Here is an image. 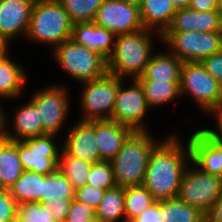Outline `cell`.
Wrapping results in <instances>:
<instances>
[{
  "instance_id": "1",
  "label": "cell",
  "mask_w": 222,
  "mask_h": 222,
  "mask_svg": "<svg viewBox=\"0 0 222 222\" xmlns=\"http://www.w3.org/2000/svg\"><path fill=\"white\" fill-rule=\"evenodd\" d=\"M177 137L173 134L162 140L150 155L142 185L156 201L178 196L188 161L192 162L189 142L185 149Z\"/></svg>"
},
{
  "instance_id": "2",
  "label": "cell",
  "mask_w": 222,
  "mask_h": 222,
  "mask_svg": "<svg viewBox=\"0 0 222 222\" xmlns=\"http://www.w3.org/2000/svg\"><path fill=\"white\" fill-rule=\"evenodd\" d=\"M149 29L119 34L111 54L107 57V71L119 78L131 76L132 80L141 77L152 53V39Z\"/></svg>"
},
{
  "instance_id": "3",
  "label": "cell",
  "mask_w": 222,
  "mask_h": 222,
  "mask_svg": "<svg viewBox=\"0 0 222 222\" xmlns=\"http://www.w3.org/2000/svg\"><path fill=\"white\" fill-rule=\"evenodd\" d=\"M149 131H134L110 161L118 187L142 185L150 155L158 145Z\"/></svg>"
},
{
  "instance_id": "4",
  "label": "cell",
  "mask_w": 222,
  "mask_h": 222,
  "mask_svg": "<svg viewBox=\"0 0 222 222\" xmlns=\"http://www.w3.org/2000/svg\"><path fill=\"white\" fill-rule=\"evenodd\" d=\"M73 23L58 0H36L34 2L28 39L52 44L56 47L72 38Z\"/></svg>"
},
{
  "instance_id": "5",
  "label": "cell",
  "mask_w": 222,
  "mask_h": 222,
  "mask_svg": "<svg viewBox=\"0 0 222 222\" xmlns=\"http://www.w3.org/2000/svg\"><path fill=\"white\" fill-rule=\"evenodd\" d=\"M52 50L59 65L80 83L94 80L108 72L107 58L95 50L78 45L72 38Z\"/></svg>"
},
{
  "instance_id": "6",
  "label": "cell",
  "mask_w": 222,
  "mask_h": 222,
  "mask_svg": "<svg viewBox=\"0 0 222 222\" xmlns=\"http://www.w3.org/2000/svg\"><path fill=\"white\" fill-rule=\"evenodd\" d=\"M180 95L189 93L201 109L213 113L222 109V85L200 62H183Z\"/></svg>"
},
{
  "instance_id": "7",
  "label": "cell",
  "mask_w": 222,
  "mask_h": 222,
  "mask_svg": "<svg viewBox=\"0 0 222 222\" xmlns=\"http://www.w3.org/2000/svg\"><path fill=\"white\" fill-rule=\"evenodd\" d=\"M170 53L182 62H202L222 50V31L164 32L161 35Z\"/></svg>"
},
{
  "instance_id": "8",
  "label": "cell",
  "mask_w": 222,
  "mask_h": 222,
  "mask_svg": "<svg viewBox=\"0 0 222 222\" xmlns=\"http://www.w3.org/2000/svg\"><path fill=\"white\" fill-rule=\"evenodd\" d=\"M81 106L84 117L81 121L111 120L120 78L114 74L83 82Z\"/></svg>"
},
{
  "instance_id": "9",
  "label": "cell",
  "mask_w": 222,
  "mask_h": 222,
  "mask_svg": "<svg viewBox=\"0 0 222 222\" xmlns=\"http://www.w3.org/2000/svg\"><path fill=\"white\" fill-rule=\"evenodd\" d=\"M222 193V177L189 165L183 175L177 198L206 214Z\"/></svg>"
},
{
  "instance_id": "10",
  "label": "cell",
  "mask_w": 222,
  "mask_h": 222,
  "mask_svg": "<svg viewBox=\"0 0 222 222\" xmlns=\"http://www.w3.org/2000/svg\"><path fill=\"white\" fill-rule=\"evenodd\" d=\"M55 136L44 134L18 141V155L24 171L48 175L57 170L61 150L53 141Z\"/></svg>"
},
{
  "instance_id": "11",
  "label": "cell",
  "mask_w": 222,
  "mask_h": 222,
  "mask_svg": "<svg viewBox=\"0 0 222 222\" xmlns=\"http://www.w3.org/2000/svg\"><path fill=\"white\" fill-rule=\"evenodd\" d=\"M132 82L130 87L123 88L122 83L124 82L120 78V87L111 120L129 127L133 131H148L142 122L150 106L140 83L136 79H133Z\"/></svg>"
},
{
  "instance_id": "12",
  "label": "cell",
  "mask_w": 222,
  "mask_h": 222,
  "mask_svg": "<svg viewBox=\"0 0 222 222\" xmlns=\"http://www.w3.org/2000/svg\"><path fill=\"white\" fill-rule=\"evenodd\" d=\"M64 86H50L32 94L31 102L39 110L44 134H56L68 115L69 95Z\"/></svg>"
},
{
  "instance_id": "13",
  "label": "cell",
  "mask_w": 222,
  "mask_h": 222,
  "mask_svg": "<svg viewBox=\"0 0 222 222\" xmlns=\"http://www.w3.org/2000/svg\"><path fill=\"white\" fill-rule=\"evenodd\" d=\"M93 23L116 36L145 29L141 22L139 7L124 0H104Z\"/></svg>"
},
{
  "instance_id": "14",
  "label": "cell",
  "mask_w": 222,
  "mask_h": 222,
  "mask_svg": "<svg viewBox=\"0 0 222 222\" xmlns=\"http://www.w3.org/2000/svg\"><path fill=\"white\" fill-rule=\"evenodd\" d=\"M36 0H0V40L8 46L18 34L26 36Z\"/></svg>"
},
{
  "instance_id": "15",
  "label": "cell",
  "mask_w": 222,
  "mask_h": 222,
  "mask_svg": "<svg viewBox=\"0 0 222 222\" xmlns=\"http://www.w3.org/2000/svg\"><path fill=\"white\" fill-rule=\"evenodd\" d=\"M69 130L62 148L70 155L91 164L101 162L95 139V121H78Z\"/></svg>"
},
{
  "instance_id": "16",
  "label": "cell",
  "mask_w": 222,
  "mask_h": 222,
  "mask_svg": "<svg viewBox=\"0 0 222 222\" xmlns=\"http://www.w3.org/2000/svg\"><path fill=\"white\" fill-rule=\"evenodd\" d=\"M192 163L208 174L222 177L220 161V144H218L203 128L189 137Z\"/></svg>"
},
{
  "instance_id": "17",
  "label": "cell",
  "mask_w": 222,
  "mask_h": 222,
  "mask_svg": "<svg viewBox=\"0 0 222 222\" xmlns=\"http://www.w3.org/2000/svg\"><path fill=\"white\" fill-rule=\"evenodd\" d=\"M213 32L222 31V13L219 10L194 11L178 9L165 32Z\"/></svg>"
},
{
  "instance_id": "18",
  "label": "cell",
  "mask_w": 222,
  "mask_h": 222,
  "mask_svg": "<svg viewBox=\"0 0 222 222\" xmlns=\"http://www.w3.org/2000/svg\"><path fill=\"white\" fill-rule=\"evenodd\" d=\"M14 125L13 133L9 132L6 124V115L3 113V138L9 141H23L43 135V123L39 116V110L35 105L28 101L21 108L13 110ZM15 132V133H14Z\"/></svg>"
},
{
  "instance_id": "19",
  "label": "cell",
  "mask_w": 222,
  "mask_h": 222,
  "mask_svg": "<svg viewBox=\"0 0 222 222\" xmlns=\"http://www.w3.org/2000/svg\"><path fill=\"white\" fill-rule=\"evenodd\" d=\"M134 131L116 121H95V139L101 161H111Z\"/></svg>"
},
{
  "instance_id": "20",
  "label": "cell",
  "mask_w": 222,
  "mask_h": 222,
  "mask_svg": "<svg viewBox=\"0 0 222 222\" xmlns=\"http://www.w3.org/2000/svg\"><path fill=\"white\" fill-rule=\"evenodd\" d=\"M72 39L81 46L95 50L107 58L115 44L116 35L92 23L73 24Z\"/></svg>"
},
{
  "instance_id": "21",
  "label": "cell",
  "mask_w": 222,
  "mask_h": 222,
  "mask_svg": "<svg viewBox=\"0 0 222 222\" xmlns=\"http://www.w3.org/2000/svg\"><path fill=\"white\" fill-rule=\"evenodd\" d=\"M139 9L144 28L152 32L155 30L160 38L177 11L172 0H145Z\"/></svg>"
},
{
  "instance_id": "22",
  "label": "cell",
  "mask_w": 222,
  "mask_h": 222,
  "mask_svg": "<svg viewBox=\"0 0 222 222\" xmlns=\"http://www.w3.org/2000/svg\"><path fill=\"white\" fill-rule=\"evenodd\" d=\"M182 61L172 53H153L143 75L136 80L180 82Z\"/></svg>"
},
{
  "instance_id": "23",
  "label": "cell",
  "mask_w": 222,
  "mask_h": 222,
  "mask_svg": "<svg viewBox=\"0 0 222 222\" xmlns=\"http://www.w3.org/2000/svg\"><path fill=\"white\" fill-rule=\"evenodd\" d=\"M24 169L18 155V141L0 139V189L9 190Z\"/></svg>"
},
{
  "instance_id": "24",
  "label": "cell",
  "mask_w": 222,
  "mask_h": 222,
  "mask_svg": "<svg viewBox=\"0 0 222 222\" xmlns=\"http://www.w3.org/2000/svg\"><path fill=\"white\" fill-rule=\"evenodd\" d=\"M7 54L8 50L0 56V98L15 99L24 90L27 77L21 65L10 60Z\"/></svg>"
},
{
  "instance_id": "25",
  "label": "cell",
  "mask_w": 222,
  "mask_h": 222,
  "mask_svg": "<svg viewBox=\"0 0 222 222\" xmlns=\"http://www.w3.org/2000/svg\"><path fill=\"white\" fill-rule=\"evenodd\" d=\"M159 222H206L205 214L177 197L159 201Z\"/></svg>"
},
{
  "instance_id": "26",
  "label": "cell",
  "mask_w": 222,
  "mask_h": 222,
  "mask_svg": "<svg viewBox=\"0 0 222 222\" xmlns=\"http://www.w3.org/2000/svg\"><path fill=\"white\" fill-rule=\"evenodd\" d=\"M16 203L38 202L43 194V174L23 171L9 189Z\"/></svg>"
},
{
  "instance_id": "27",
  "label": "cell",
  "mask_w": 222,
  "mask_h": 222,
  "mask_svg": "<svg viewBox=\"0 0 222 222\" xmlns=\"http://www.w3.org/2000/svg\"><path fill=\"white\" fill-rule=\"evenodd\" d=\"M123 218L126 222L124 207V187L106 190L96 209V222H118Z\"/></svg>"
},
{
  "instance_id": "28",
  "label": "cell",
  "mask_w": 222,
  "mask_h": 222,
  "mask_svg": "<svg viewBox=\"0 0 222 222\" xmlns=\"http://www.w3.org/2000/svg\"><path fill=\"white\" fill-rule=\"evenodd\" d=\"M142 86L147 103L152 107L168 104L180 95V82L137 80Z\"/></svg>"
},
{
  "instance_id": "29",
  "label": "cell",
  "mask_w": 222,
  "mask_h": 222,
  "mask_svg": "<svg viewBox=\"0 0 222 222\" xmlns=\"http://www.w3.org/2000/svg\"><path fill=\"white\" fill-rule=\"evenodd\" d=\"M57 169L68 179L75 189L87 184L91 163L68 154L62 147Z\"/></svg>"
},
{
  "instance_id": "30",
  "label": "cell",
  "mask_w": 222,
  "mask_h": 222,
  "mask_svg": "<svg viewBox=\"0 0 222 222\" xmlns=\"http://www.w3.org/2000/svg\"><path fill=\"white\" fill-rule=\"evenodd\" d=\"M155 202L153 195L144 185L125 187L124 207L126 222H131Z\"/></svg>"
},
{
  "instance_id": "31",
  "label": "cell",
  "mask_w": 222,
  "mask_h": 222,
  "mask_svg": "<svg viewBox=\"0 0 222 222\" xmlns=\"http://www.w3.org/2000/svg\"><path fill=\"white\" fill-rule=\"evenodd\" d=\"M53 198H75L74 186L58 169L54 173L43 175V194L38 202L42 204Z\"/></svg>"
},
{
  "instance_id": "32",
  "label": "cell",
  "mask_w": 222,
  "mask_h": 222,
  "mask_svg": "<svg viewBox=\"0 0 222 222\" xmlns=\"http://www.w3.org/2000/svg\"><path fill=\"white\" fill-rule=\"evenodd\" d=\"M73 24L92 23L104 0H58Z\"/></svg>"
},
{
  "instance_id": "33",
  "label": "cell",
  "mask_w": 222,
  "mask_h": 222,
  "mask_svg": "<svg viewBox=\"0 0 222 222\" xmlns=\"http://www.w3.org/2000/svg\"><path fill=\"white\" fill-rule=\"evenodd\" d=\"M87 185L102 190H109L117 186L110 161H101L91 165Z\"/></svg>"
},
{
  "instance_id": "34",
  "label": "cell",
  "mask_w": 222,
  "mask_h": 222,
  "mask_svg": "<svg viewBox=\"0 0 222 222\" xmlns=\"http://www.w3.org/2000/svg\"><path fill=\"white\" fill-rule=\"evenodd\" d=\"M50 207L39 202H25L18 205L17 218L20 222H54Z\"/></svg>"
},
{
  "instance_id": "35",
  "label": "cell",
  "mask_w": 222,
  "mask_h": 222,
  "mask_svg": "<svg viewBox=\"0 0 222 222\" xmlns=\"http://www.w3.org/2000/svg\"><path fill=\"white\" fill-rule=\"evenodd\" d=\"M65 222H96V209L73 199Z\"/></svg>"
},
{
  "instance_id": "36",
  "label": "cell",
  "mask_w": 222,
  "mask_h": 222,
  "mask_svg": "<svg viewBox=\"0 0 222 222\" xmlns=\"http://www.w3.org/2000/svg\"><path fill=\"white\" fill-rule=\"evenodd\" d=\"M106 190L98 189L97 187L84 185L75 189V200L87 204L88 206L97 209L103 199Z\"/></svg>"
},
{
  "instance_id": "37",
  "label": "cell",
  "mask_w": 222,
  "mask_h": 222,
  "mask_svg": "<svg viewBox=\"0 0 222 222\" xmlns=\"http://www.w3.org/2000/svg\"><path fill=\"white\" fill-rule=\"evenodd\" d=\"M18 204L9 190L0 189V222H11L17 218Z\"/></svg>"
},
{
  "instance_id": "38",
  "label": "cell",
  "mask_w": 222,
  "mask_h": 222,
  "mask_svg": "<svg viewBox=\"0 0 222 222\" xmlns=\"http://www.w3.org/2000/svg\"><path fill=\"white\" fill-rule=\"evenodd\" d=\"M73 199L53 198L42 203L43 206L50 207L54 222H65Z\"/></svg>"
},
{
  "instance_id": "39",
  "label": "cell",
  "mask_w": 222,
  "mask_h": 222,
  "mask_svg": "<svg viewBox=\"0 0 222 222\" xmlns=\"http://www.w3.org/2000/svg\"><path fill=\"white\" fill-rule=\"evenodd\" d=\"M201 64L222 85V50L206 57Z\"/></svg>"
},
{
  "instance_id": "40",
  "label": "cell",
  "mask_w": 222,
  "mask_h": 222,
  "mask_svg": "<svg viewBox=\"0 0 222 222\" xmlns=\"http://www.w3.org/2000/svg\"><path fill=\"white\" fill-rule=\"evenodd\" d=\"M131 222H159V201L153 203L149 208L135 217Z\"/></svg>"
},
{
  "instance_id": "41",
  "label": "cell",
  "mask_w": 222,
  "mask_h": 222,
  "mask_svg": "<svg viewBox=\"0 0 222 222\" xmlns=\"http://www.w3.org/2000/svg\"><path fill=\"white\" fill-rule=\"evenodd\" d=\"M206 222H222V193L205 214Z\"/></svg>"
},
{
  "instance_id": "42",
  "label": "cell",
  "mask_w": 222,
  "mask_h": 222,
  "mask_svg": "<svg viewBox=\"0 0 222 222\" xmlns=\"http://www.w3.org/2000/svg\"><path fill=\"white\" fill-rule=\"evenodd\" d=\"M188 8L194 11L218 10V0H191Z\"/></svg>"
},
{
  "instance_id": "43",
  "label": "cell",
  "mask_w": 222,
  "mask_h": 222,
  "mask_svg": "<svg viewBox=\"0 0 222 222\" xmlns=\"http://www.w3.org/2000/svg\"><path fill=\"white\" fill-rule=\"evenodd\" d=\"M212 114L217 115V131L210 128H205L204 130L220 145H222V109L216 110Z\"/></svg>"
},
{
  "instance_id": "44",
  "label": "cell",
  "mask_w": 222,
  "mask_h": 222,
  "mask_svg": "<svg viewBox=\"0 0 222 222\" xmlns=\"http://www.w3.org/2000/svg\"><path fill=\"white\" fill-rule=\"evenodd\" d=\"M191 0H172L176 9L188 8Z\"/></svg>"
},
{
  "instance_id": "45",
  "label": "cell",
  "mask_w": 222,
  "mask_h": 222,
  "mask_svg": "<svg viewBox=\"0 0 222 222\" xmlns=\"http://www.w3.org/2000/svg\"><path fill=\"white\" fill-rule=\"evenodd\" d=\"M3 109L0 106V139L3 138Z\"/></svg>"
},
{
  "instance_id": "46",
  "label": "cell",
  "mask_w": 222,
  "mask_h": 222,
  "mask_svg": "<svg viewBox=\"0 0 222 222\" xmlns=\"http://www.w3.org/2000/svg\"><path fill=\"white\" fill-rule=\"evenodd\" d=\"M124 1L140 8L145 0H124Z\"/></svg>"
},
{
  "instance_id": "47",
  "label": "cell",
  "mask_w": 222,
  "mask_h": 222,
  "mask_svg": "<svg viewBox=\"0 0 222 222\" xmlns=\"http://www.w3.org/2000/svg\"><path fill=\"white\" fill-rule=\"evenodd\" d=\"M8 50V46H6L1 40H0V56Z\"/></svg>"
},
{
  "instance_id": "48",
  "label": "cell",
  "mask_w": 222,
  "mask_h": 222,
  "mask_svg": "<svg viewBox=\"0 0 222 222\" xmlns=\"http://www.w3.org/2000/svg\"><path fill=\"white\" fill-rule=\"evenodd\" d=\"M218 10L222 13V0H218Z\"/></svg>"
},
{
  "instance_id": "49",
  "label": "cell",
  "mask_w": 222,
  "mask_h": 222,
  "mask_svg": "<svg viewBox=\"0 0 222 222\" xmlns=\"http://www.w3.org/2000/svg\"><path fill=\"white\" fill-rule=\"evenodd\" d=\"M220 161H221V166H222V145H220Z\"/></svg>"
},
{
  "instance_id": "50",
  "label": "cell",
  "mask_w": 222,
  "mask_h": 222,
  "mask_svg": "<svg viewBox=\"0 0 222 222\" xmlns=\"http://www.w3.org/2000/svg\"><path fill=\"white\" fill-rule=\"evenodd\" d=\"M11 222H20L18 218L14 219L13 221Z\"/></svg>"
}]
</instances>
